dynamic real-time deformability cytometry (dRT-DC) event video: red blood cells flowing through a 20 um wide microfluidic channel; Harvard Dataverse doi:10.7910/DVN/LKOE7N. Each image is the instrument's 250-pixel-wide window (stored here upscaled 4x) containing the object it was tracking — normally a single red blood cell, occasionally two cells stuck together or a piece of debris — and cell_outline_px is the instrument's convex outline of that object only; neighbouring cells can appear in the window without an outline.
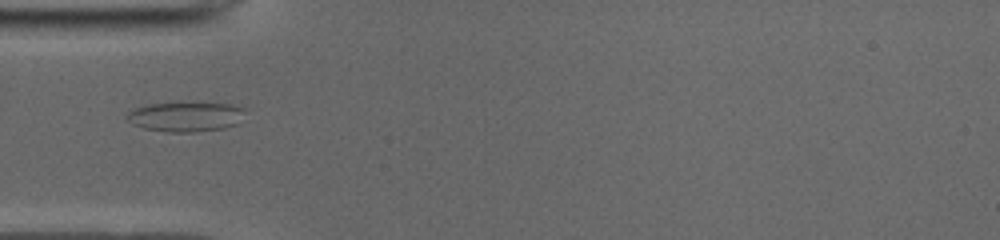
{"species": "common noctule bat (a hibernating species)", "species_latin": "Nyctalus noctula", "temperature_condition": "cold", "stored_images_in_passage": 33, "camera_frame_rate_fps": 3000, "um_per_image_px": 0.085, "animal": {"sex": "male", "body_mass_g": 19.0, "forearm_length_mm": 50.8}, "frame": {"image": 1, "passage_image": 1, "time_ms": 0.0, "image_size_px": [1000, 240], "cell_outline_px": [[244, 108], [240, 124], [224, 128], [196, 132], [168, 132], [144, 128], [132, 124], [124, 116], [128, 112], [136, 108], [152, 104], [232, 104]], "centroid_in_image_um": [15.79, 9.95], "position_along_channel_um": 69.2, "area_um2": 20.11}}
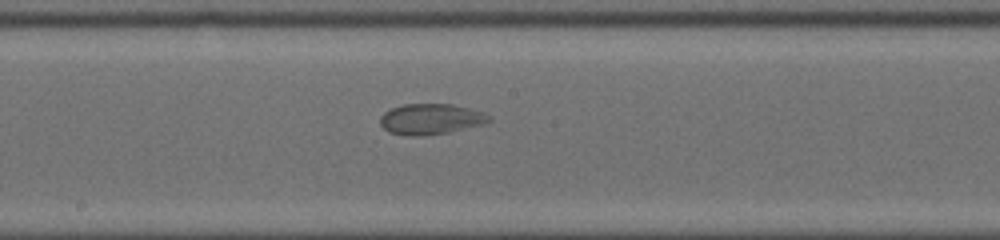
{"frame": {"image": 2, "passage_image": 12, "time_ms": 3.667, "image_size_px": [1000, 240], "cell_outline_px": [[492, 120], [484, 124], [448, 132], [424, 136], [408, 136], [388, 132], [380, 124], [380, 116], [384, 112], [392, 108], [404, 104], [452, 104], [484, 112], [492, 116]], "centroid_in_image_um": [36.62, 10.12], "position_along_channel_um": 211.6, "area_um2": 19.59}}
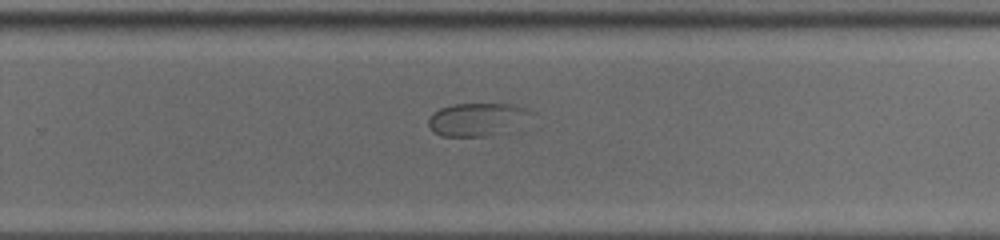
{"frame": {"image": 3, "passage_image": 18, "time_ms": 5.667, "image_size_px": [1000, 240], "cell_outline_px": [[536, 112], [512, 132], [484, 136], [440, 136], [432, 132], [428, 124], [428, 116], [440, 108], [452, 104], [508, 104]], "centroid_in_image_um": [40.57, 10.17], "position_along_channel_um": 289.2, "area_um2": 20.11}}